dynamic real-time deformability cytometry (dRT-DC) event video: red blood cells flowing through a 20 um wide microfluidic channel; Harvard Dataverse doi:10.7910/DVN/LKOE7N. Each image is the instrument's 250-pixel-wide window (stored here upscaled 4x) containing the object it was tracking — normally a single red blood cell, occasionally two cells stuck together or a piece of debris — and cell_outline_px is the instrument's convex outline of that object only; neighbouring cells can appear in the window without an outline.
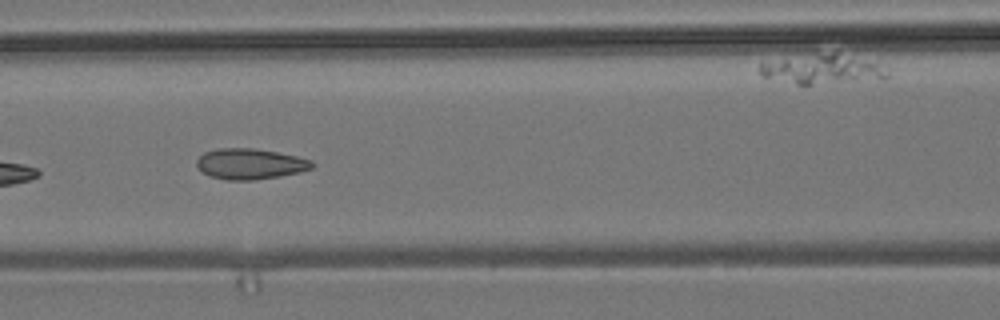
{"species": "common noctule bat (a hibernating species)", "species_latin": "Nyctalus noctula", "temperature_condition": "room temperature", "stored_images_in_passage": 10, "camera_frame_rate_fps": 3000, "um_per_image_px": 0.085, "animal": {"sex": "male", "body_mass_g": 19.2, "forearm_length_mm": 51.8}, "frame": {"image": 1, "passage_image": 7, "time_ms": 7.0, "image_size_px": [1000, 320], "cell_outline_px": [[316, 164], [312, 168], [300, 172], [280, 176], [256, 180], [224, 180], [212, 176], [204, 172], [196, 164], [196, 160], [204, 152], [216, 148], [252, 148], [276, 152], [296, 156], [312, 160]], "centroid_in_image_um": [21.28, 13.93], "position_along_channel_um": 145.3, "area_um2": 20.63}}
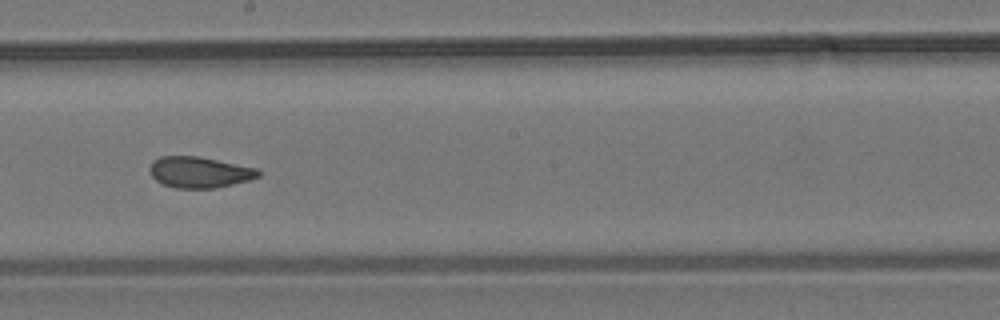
{"frame": {"image": 2, "passage_image": 9, "time_ms": 9.333, "image_size_px": [1000, 320], "cell_outline_px": [[260, 176], [248, 180], [216, 188], [176, 188], [164, 184], [156, 180], [152, 176], [148, 168], [152, 160], [160, 156], [200, 156], [256, 168], [260, 172]], "centroid_in_image_um": [16.92, 14.63], "position_along_channel_um": 231.3, "area_um2": 19.65}}
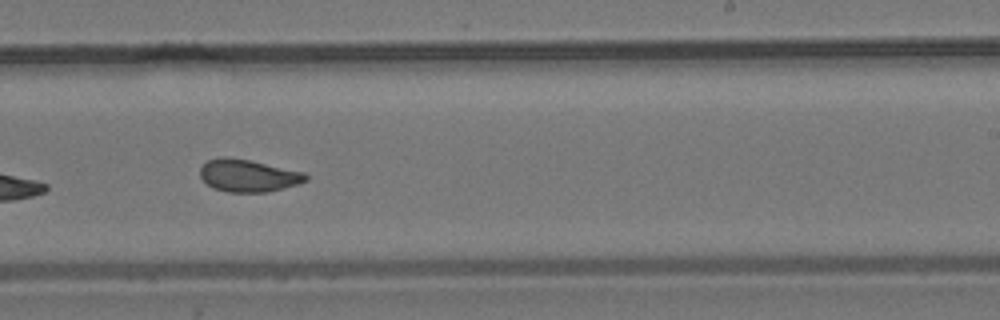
{"frame": {"image": 3, "passage_image": 10, "time_ms": 10.333, "image_size_px": [1000, 320], "cell_outline_px": [[308, 180], [300, 184], [268, 192], [228, 192], [212, 188], [200, 176], [200, 168], [208, 160], [224, 156], [248, 160], [304, 172], [308, 176]], "centroid_in_image_um": [21.11, 14.94], "position_along_channel_um": 267.9, "area_um2": 19.88}}